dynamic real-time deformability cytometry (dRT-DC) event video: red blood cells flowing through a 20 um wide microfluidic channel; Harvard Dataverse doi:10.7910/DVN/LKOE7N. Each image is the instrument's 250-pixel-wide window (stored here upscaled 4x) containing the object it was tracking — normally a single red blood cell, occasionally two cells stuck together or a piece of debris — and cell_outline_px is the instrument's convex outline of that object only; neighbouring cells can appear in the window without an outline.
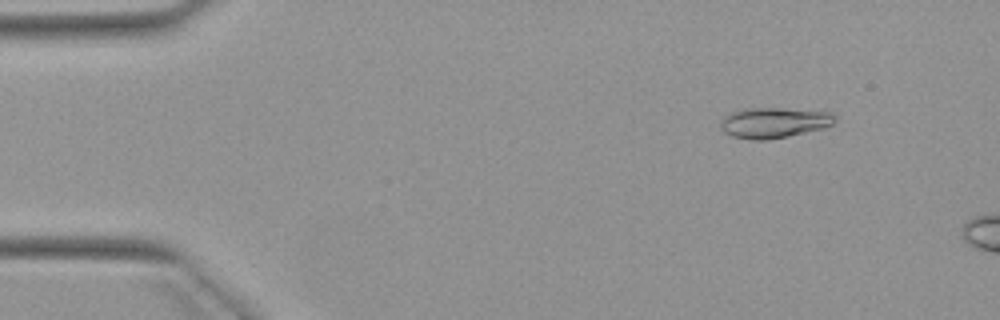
{"species": "Egyptian fruit bat (a non-hibernating species)", "species_latin": "Rousettus aegyptiacus", "temperature_condition": "warm", "stored_images_in_passage": 4, "camera_frame_rate_fps": 3000, "um_per_image_px": 0.085, "animal": {"sex": "female"}, "frame": {"image": 1, "passage_image": 2, "time_ms": 1.333, "image_size_px": [1000, 320], "cell_outline_px": [[836, 120], [832, 124], [824, 128], [788, 136], [768, 140], [752, 140], [732, 136], [724, 132], [720, 128], [720, 120], [724, 116], [732, 112], [744, 108], [780, 108], [832, 112], [836, 116]], "centroid_in_image_um": [65.77, 10.42], "position_along_channel_um": 19.2, "area_um2": 20.46}}